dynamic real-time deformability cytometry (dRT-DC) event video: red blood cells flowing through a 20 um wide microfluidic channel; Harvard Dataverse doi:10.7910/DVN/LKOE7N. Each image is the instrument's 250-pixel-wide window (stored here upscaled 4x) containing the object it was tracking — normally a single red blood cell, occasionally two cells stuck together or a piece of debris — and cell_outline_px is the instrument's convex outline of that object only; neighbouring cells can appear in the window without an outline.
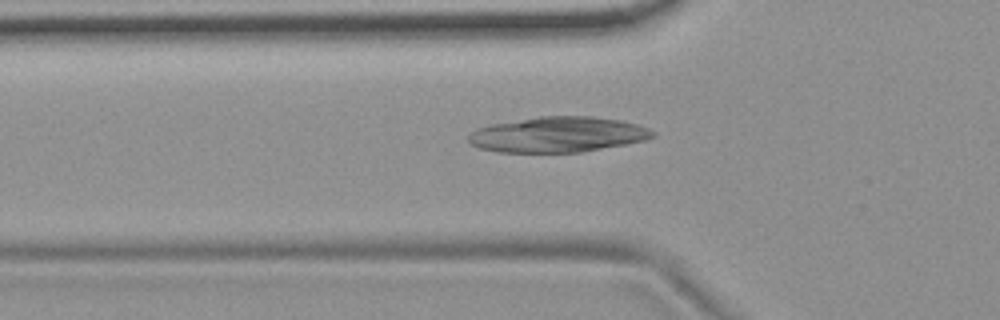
{"species": "common noctule bat (a hibernating species)", "species_latin": "Nyctalus noctula", "temperature_condition": "room temperature", "stored_images_in_passage": 54, "camera_frame_rate_fps": 3000, "um_per_image_px": 0.085, "animal": {"sex": "female", "body_mass_g": 19.9}, "frame": {"image": 1, "passage_image": 18, "time_ms": 5.667, "image_size_px": [1000, 320], "cell_outline_px": [[656, 136], [644, 140], [624, 144], [580, 152], [496, 152], [480, 148], [472, 144], [468, 140], [468, 132], [476, 128], [492, 124], [540, 116], [592, 116], [620, 120], [636, 124], [648, 128], [656, 132]], "centroid_in_image_um": [47.39, 11.43], "position_along_channel_um": 78.4, "area_um2": 37.97}}
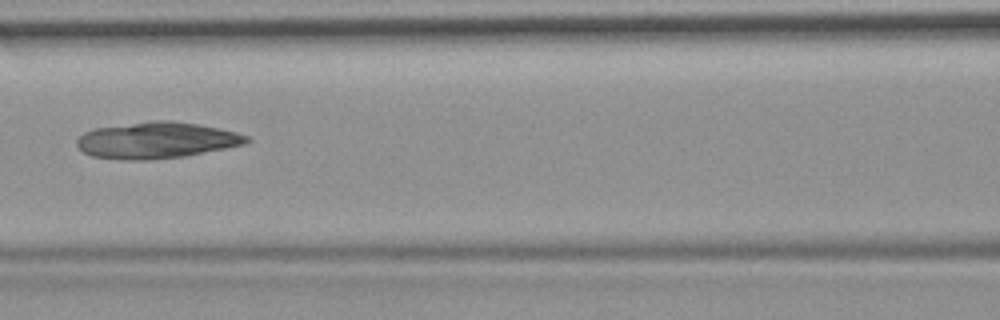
{"frame": {"image": 2, "passage_image": 24, "time_ms": 7.667, "image_size_px": [1000, 320], "cell_outline_px": [[252, 140], [244, 144], [184, 156], [148, 160], [128, 160], [92, 156], [84, 152], [76, 144], [76, 140], [84, 132], [96, 128], [152, 120], [172, 120], [200, 124], [236, 132], [248, 136]], "centroid_in_image_um": [13.31, 11.91], "position_along_channel_um": 153.3, "area_um2": 35.78}}
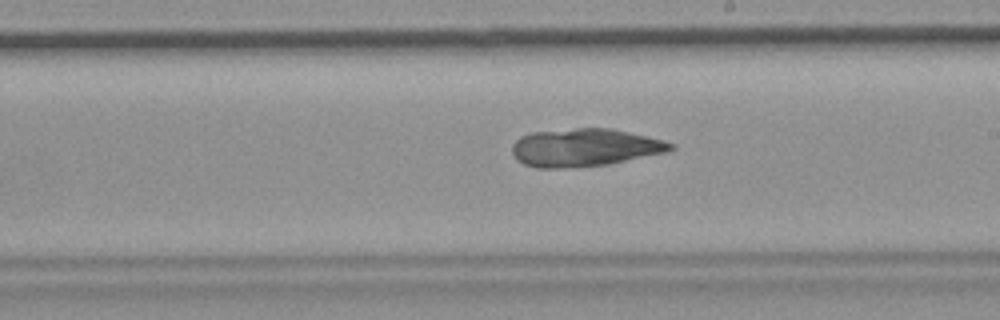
{"frame": {"image": 3, "passage_image": 31, "time_ms": 10.0, "image_size_px": [1000, 320], "cell_outline_px": [[676, 148], [668, 152], [608, 164], [560, 168], [536, 168], [524, 164], [516, 160], [512, 152], [512, 144], [520, 136], [532, 132], [576, 128], [612, 128], [664, 140], [676, 144]], "centroid_in_image_um": [49.71, 12.53], "position_along_channel_um": 239.3, "area_um2": 35.14}}